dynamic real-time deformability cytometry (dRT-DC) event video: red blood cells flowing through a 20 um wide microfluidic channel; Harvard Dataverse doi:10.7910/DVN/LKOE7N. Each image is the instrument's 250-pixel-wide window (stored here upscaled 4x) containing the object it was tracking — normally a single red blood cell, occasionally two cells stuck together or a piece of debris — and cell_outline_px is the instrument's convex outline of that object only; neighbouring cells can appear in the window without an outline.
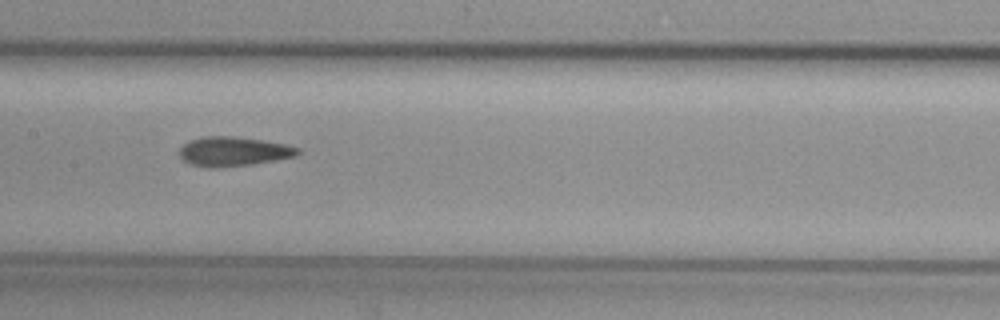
{"species": "common noctule bat (a hibernating species)", "species_latin": "Nyctalus noctula", "temperature_condition": "cold", "stored_images_in_passage": 9, "camera_frame_rate_fps": 3000, "um_per_image_px": 0.085, "animal": {"sex": "female", "body_mass_g": 29.2, "forearm_length_mm": 56.3}, "frame": {"image": 1, "passage_image": 7, "time_ms": 2.0, "image_size_px": [1000, 320], "cell_outline_px": [[300, 152], [296, 156], [252, 164], [216, 168], [208, 168], [188, 164], [180, 156], [180, 148], [188, 140], [204, 136], [232, 136], [260, 140], [284, 144], [300, 148]], "centroid_in_image_um": [19.8, 12.88], "position_along_channel_um": 187.6, "area_um2": 20.23}}